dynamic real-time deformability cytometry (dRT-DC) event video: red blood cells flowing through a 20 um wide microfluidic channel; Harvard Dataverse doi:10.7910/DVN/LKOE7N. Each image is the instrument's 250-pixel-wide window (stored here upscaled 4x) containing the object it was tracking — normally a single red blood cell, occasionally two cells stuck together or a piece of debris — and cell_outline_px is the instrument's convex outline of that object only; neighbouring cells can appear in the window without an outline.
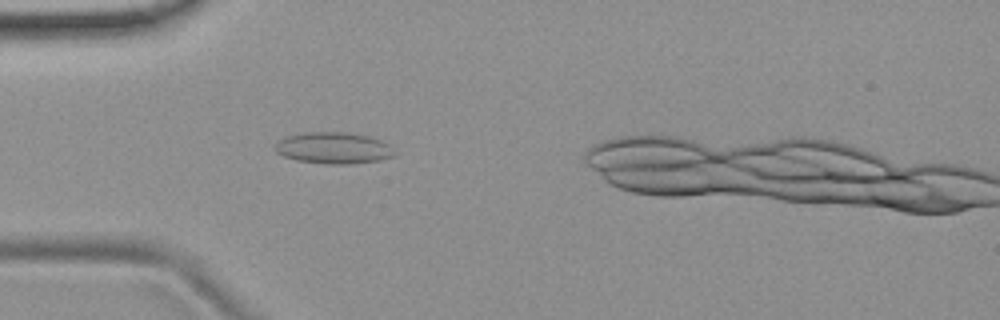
{"species": "common noctule bat (a hibernating species)", "species_latin": "Nyctalus noctula", "temperature_condition": "room temperature", "stored_images_in_passage": 4, "camera_frame_rate_fps": 3000, "um_per_image_px": 0.085, "animal": {"sex": "female", "body_mass_g": 19.9}, "frame": {"image": 1, "passage_image": 3, "time_ms": 2.333, "image_size_px": [1000, 320], "cell_outline_px": [[396, 156], [380, 160], [352, 164], [324, 164], [296, 160], [284, 156], [276, 152], [272, 144], [284, 136], [304, 132], [344, 132], [368, 136], [380, 140], [388, 144], [396, 152]], "centroid_in_image_um": [28.31, 12.58], "position_along_channel_um": 56.7, "area_um2": 22.25}}